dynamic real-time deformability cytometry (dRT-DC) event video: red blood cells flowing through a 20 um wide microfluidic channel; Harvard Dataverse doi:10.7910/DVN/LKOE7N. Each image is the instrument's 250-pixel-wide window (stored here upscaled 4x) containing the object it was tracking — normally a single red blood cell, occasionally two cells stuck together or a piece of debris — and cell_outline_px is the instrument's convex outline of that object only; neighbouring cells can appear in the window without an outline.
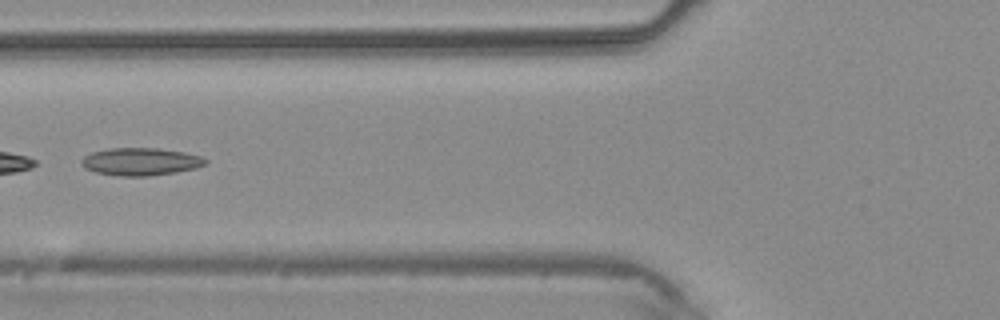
{"species": "common noctule bat (a hibernating species)", "species_latin": "Nyctalus noctula", "temperature_condition": "warm", "stored_images_in_passage": 5, "camera_frame_rate_fps": 3000, "um_per_image_px": 0.085, "animal": {"sex": "male", "body_mass_g": 20.4}, "frame": {"image": 1, "passage_image": 5, "time_ms": 4.333, "image_size_px": [1000, 320], "cell_outline_px": [[208, 164], [196, 168], [176, 172], [148, 176], [120, 176], [96, 172], [84, 168], [80, 164], [80, 160], [84, 156], [92, 152], [108, 148], [156, 148], [184, 152], [200, 156], [208, 160]], "centroid_in_image_um": [11.94, 13.74], "position_along_channel_um": 113.9, "area_um2": 20.06}}